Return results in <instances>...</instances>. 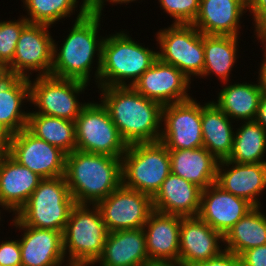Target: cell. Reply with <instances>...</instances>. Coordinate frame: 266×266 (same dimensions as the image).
I'll return each instance as SVG.
<instances>
[{
  "mask_svg": "<svg viewBox=\"0 0 266 266\" xmlns=\"http://www.w3.org/2000/svg\"><path fill=\"white\" fill-rule=\"evenodd\" d=\"M10 223L23 230L22 238L18 239L22 266L67 264L63 249V232L26 226L15 215Z\"/></svg>",
  "mask_w": 266,
  "mask_h": 266,
  "instance_id": "obj_16",
  "label": "cell"
},
{
  "mask_svg": "<svg viewBox=\"0 0 266 266\" xmlns=\"http://www.w3.org/2000/svg\"><path fill=\"white\" fill-rule=\"evenodd\" d=\"M235 128L229 161L235 163H266V130L255 121L240 123Z\"/></svg>",
  "mask_w": 266,
  "mask_h": 266,
  "instance_id": "obj_32",
  "label": "cell"
},
{
  "mask_svg": "<svg viewBox=\"0 0 266 266\" xmlns=\"http://www.w3.org/2000/svg\"><path fill=\"white\" fill-rule=\"evenodd\" d=\"M259 68H261L263 70V72L265 74V77H266V58H264L262 63H260V67Z\"/></svg>",
  "mask_w": 266,
  "mask_h": 266,
  "instance_id": "obj_46",
  "label": "cell"
},
{
  "mask_svg": "<svg viewBox=\"0 0 266 266\" xmlns=\"http://www.w3.org/2000/svg\"><path fill=\"white\" fill-rule=\"evenodd\" d=\"M147 266H182L179 263H150Z\"/></svg>",
  "mask_w": 266,
  "mask_h": 266,
  "instance_id": "obj_45",
  "label": "cell"
},
{
  "mask_svg": "<svg viewBox=\"0 0 266 266\" xmlns=\"http://www.w3.org/2000/svg\"><path fill=\"white\" fill-rule=\"evenodd\" d=\"M150 260L146 250L143 228L109 232L101 257L95 264L100 266H147Z\"/></svg>",
  "mask_w": 266,
  "mask_h": 266,
  "instance_id": "obj_25",
  "label": "cell"
},
{
  "mask_svg": "<svg viewBox=\"0 0 266 266\" xmlns=\"http://www.w3.org/2000/svg\"><path fill=\"white\" fill-rule=\"evenodd\" d=\"M108 233L96 205L76 204L63 231V249L67 263L95 266L103 253Z\"/></svg>",
  "mask_w": 266,
  "mask_h": 266,
  "instance_id": "obj_5",
  "label": "cell"
},
{
  "mask_svg": "<svg viewBox=\"0 0 266 266\" xmlns=\"http://www.w3.org/2000/svg\"><path fill=\"white\" fill-rule=\"evenodd\" d=\"M75 205L64 176L46 178L15 216L26 226L63 232Z\"/></svg>",
  "mask_w": 266,
  "mask_h": 266,
  "instance_id": "obj_6",
  "label": "cell"
},
{
  "mask_svg": "<svg viewBox=\"0 0 266 266\" xmlns=\"http://www.w3.org/2000/svg\"><path fill=\"white\" fill-rule=\"evenodd\" d=\"M106 1L107 2H110V4H116V5H118V4H129V3H131V2H135L136 0H92V3H93V9L94 10H96L97 12H99V13H103L102 11H103V8H105L104 6H105V4L104 3H106ZM138 1V0H137Z\"/></svg>",
  "mask_w": 266,
  "mask_h": 266,
  "instance_id": "obj_43",
  "label": "cell"
},
{
  "mask_svg": "<svg viewBox=\"0 0 266 266\" xmlns=\"http://www.w3.org/2000/svg\"><path fill=\"white\" fill-rule=\"evenodd\" d=\"M0 265L22 266L19 240H7L0 243Z\"/></svg>",
  "mask_w": 266,
  "mask_h": 266,
  "instance_id": "obj_36",
  "label": "cell"
},
{
  "mask_svg": "<svg viewBox=\"0 0 266 266\" xmlns=\"http://www.w3.org/2000/svg\"><path fill=\"white\" fill-rule=\"evenodd\" d=\"M247 13V0H200L192 23L202 34L239 37L241 18Z\"/></svg>",
  "mask_w": 266,
  "mask_h": 266,
  "instance_id": "obj_22",
  "label": "cell"
},
{
  "mask_svg": "<svg viewBox=\"0 0 266 266\" xmlns=\"http://www.w3.org/2000/svg\"><path fill=\"white\" fill-rule=\"evenodd\" d=\"M0 208H2L3 210H5L6 211V209H5V207L0 203ZM0 215H1V210H0ZM0 221H2L1 220V216H0ZM1 225V224H0Z\"/></svg>",
  "mask_w": 266,
  "mask_h": 266,
  "instance_id": "obj_48",
  "label": "cell"
},
{
  "mask_svg": "<svg viewBox=\"0 0 266 266\" xmlns=\"http://www.w3.org/2000/svg\"><path fill=\"white\" fill-rule=\"evenodd\" d=\"M129 35L123 30L105 36L96 87H132L158 59V51L142 46Z\"/></svg>",
  "mask_w": 266,
  "mask_h": 266,
  "instance_id": "obj_4",
  "label": "cell"
},
{
  "mask_svg": "<svg viewBox=\"0 0 266 266\" xmlns=\"http://www.w3.org/2000/svg\"><path fill=\"white\" fill-rule=\"evenodd\" d=\"M82 2L81 6L79 5V13L73 20L74 24L68 31L66 39L63 38L61 46L58 47V43L53 40L51 75L90 84L92 76L90 73L95 68L92 64L97 60L96 71H94L97 85L101 69L102 44L105 38L98 34L101 30L102 13L93 9L92 0H82Z\"/></svg>",
  "mask_w": 266,
  "mask_h": 266,
  "instance_id": "obj_1",
  "label": "cell"
},
{
  "mask_svg": "<svg viewBox=\"0 0 266 266\" xmlns=\"http://www.w3.org/2000/svg\"><path fill=\"white\" fill-rule=\"evenodd\" d=\"M238 39L240 37L204 34V68L199 78L215 74L221 83L228 82L237 62Z\"/></svg>",
  "mask_w": 266,
  "mask_h": 266,
  "instance_id": "obj_29",
  "label": "cell"
},
{
  "mask_svg": "<svg viewBox=\"0 0 266 266\" xmlns=\"http://www.w3.org/2000/svg\"><path fill=\"white\" fill-rule=\"evenodd\" d=\"M64 177L76 204L96 205L122 185V159L74 150L66 155Z\"/></svg>",
  "mask_w": 266,
  "mask_h": 266,
  "instance_id": "obj_3",
  "label": "cell"
},
{
  "mask_svg": "<svg viewBox=\"0 0 266 266\" xmlns=\"http://www.w3.org/2000/svg\"><path fill=\"white\" fill-rule=\"evenodd\" d=\"M191 80L178 68L159 58L133 84L142 96L162 106L191 99Z\"/></svg>",
  "mask_w": 266,
  "mask_h": 266,
  "instance_id": "obj_15",
  "label": "cell"
},
{
  "mask_svg": "<svg viewBox=\"0 0 266 266\" xmlns=\"http://www.w3.org/2000/svg\"><path fill=\"white\" fill-rule=\"evenodd\" d=\"M8 154L42 179L64 176L67 154L27 128L11 135Z\"/></svg>",
  "mask_w": 266,
  "mask_h": 266,
  "instance_id": "obj_14",
  "label": "cell"
},
{
  "mask_svg": "<svg viewBox=\"0 0 266 266\" xmlns=\"http://www.w3.org/2000/svg\"><path fill=\"white\" fill-rule=\"evenodd\" d=\"M254 206L224 237V249L240 256L244 251L266 244V214Z\"/></svg>",
  "mask_w": 266,
  "mask_h": 266,
  "instance_id": "obj_30",
  "label": "cell"
},
{
  "mask_svg": "<svg viewBox=\"0 0 266 266\" xmlns=\"http://www.w3.org/2000/svg\"><path fill=\"white\" fill-rule=\"evenodd\" d=\"M100 101L127 145L159 141L163 106L133 87H98Z\"/></svg>",
  "mask_w": 266,
  "mask_h": 266,
  "instance_id": "obj_2",
  "label": "cell"
},
{
  "mask_svg": "<svg viewBox=\"0 0 266 266\" xmlns=\"http://www.w3.org/2000/svg\"><path fill=\"white\" fill-rule=\"evenodd\" d=\"M171 172L202 190L216 183L218 160L204 147L169 150Z\"/></svg>",
  "mask_w": 266,
  "mask_h": 266,
  "instance_id": "obj_27",
  "label": "cell"
},
{
  "mask_svg": "<svg viewBox=\"0 0 266 266\" xmlns=\"http://www.w3.org/2000/svg\"><path fill=\"white\" fill-rule=\"evenodd\" d=\"M253 207L246 199L235 196L213 183L201 191L198 216L224 236Z\"/></svg>",
  "mask_w": 266,
  "mask_h": 266,
  "instance_id": "obj_19",
  "label": "cell"
},
{
  "mask_svg": "<svg viewBox=\"0 0 266 266\" xmlns=\"http://www.w3.org/2000/svg\"><path fill=\"white\" fill-rule=\"evenodd\" d=\"M99 102H87L75 120L76 150L122 158L128 145Z\"/></svg>",
  "mask_w": 266,
  "mask_h": 266,
  "instance_id": "obj_9",
  "label": "cell"
},
{
  "mask_svg": "<svg viewBox=\"0 0 266 266\" xmlns=\"http://www.w3.org/2000/svg\"><path fill=\"white\" fill-rule=\"evenodd\" d=\"M216 184L253 206H262L259 197L266 189V163L219 161Z\"/></svg>",
  "mask_w": 266,
  "mask_h": 266,
  "instance_id": "obj_18",
  "label": "cell"
},
{
  "mask_svg": "<svg viewBox=\"0 0 266 266\" xmlns=\"http://www.w3.org/2000/svg\"><path fill=\"white\" fill-rule=\"evenodd\" d=\"M179 241L178 263L182 266L213 259L225 250L222 249L223 235L212 229L199 216L182 217Z\"/></svg>",
  "mask_w": 266,
  "mask_h": 266,
  "instance_id": "obj_17",
  "label": "cell"
},
{
  "mask_svg": "<svg viewBox=\"0 0 266 266\" xmlns=\"http://www.w3.org/2000/svg\"><path fill=\"white\" fill-rule=\"evenodd\" d=\"M51 27L29 23L22 30L14 58L8 65L11 76L30 79L34 71L38 72V77L51 75L54 40L49 32Z\"/></svg>",
  "mask_w": 266,
  "mask_h": 266,
  "instance_id": "obj_11",
  "label": "cell"
},
{
  "mask_svg": "<svg viewBox=\"0 0 266 266\" xmlns=\"http://www.w3.org/2000/svg\"><path fill=\"white\" fill-rule=\"evenodd\" d=\"M66 266H92V265H79V264H68L67 263Z\"/></svg>",
  "mask_w": 266,
  "mask_h": 266,
  "instance_id": "obj_47",
  "label": "cell"
},
{
  "mask_svg": "<svg viewBox=\"0 0 266 266\" xmlns=\"http://www.w3.org/2000/svg\"><path fill=\"white\" fill-rule=\"evenodd\" d=\"M11 77L8 66L0 62V86Z\"/></svg>",
  "mask_w": 266,
  "mask_h": 266,
  "instance_id": "obj_44",
  "label": "cell"
},
{
  "mask_svg": "<svg viewBox=\"0 0 266 266\" xmlns=\"http://www.w3.org/2000/svg\"><path fill=\"white\" fill-rule=\"evenodd\" d=\"M31 24L51 26L75 13L79 0H21ZM74 12V13H73Z\"/></svg>",
  "mask_w": 266,
  "mask_h": 266,
  "instance_id": "obj_33",
  "label": "cell"
},
{
  "mask_svg": "<svg viewBox=\"0 0 266 266\" xmlns=\"http://www.w3.org/2000/svg\"><path fill=\"white\" fill-rule=\"evenodd\" d=\"M27 129L37 138L52 144L66 154L76 150L75 121L29 113Z\"/></svg>",
  "mask_w": 266,
  "mask_h": 266,
  "instance_id": "obj_31",
  "label": "cell"
},
{
  "mask_svg": "<svg viewBox=\"0 0 266 266\" xmlns=\"http://www.w3.org/2000/svg\"><path fill=\"white\" fill-rule=\"evenodd\" d=\"M240 259L241 266H266V244L244 251Z\"/></svg>",
  "mask_w": 266,
  "mask_h": 266,
  "instance_id": "obj_37",
  "label": "cell"
},
{
  "mask_svg": "<svg viewBox=\"0 0 266 266\" xmlns=\"http://www.w3.org/2000/svg\"><path fill=\"white\" fill-rule=\"evenodd\" d=\"M162 124L160 141L168 150L203 147L201 103L196 99L163 106Z\"/></svg>",
  "mask_w": 266,
  "mask_h": 266,
  "instance_id": "obj_12",
  "label": "cell"
},
{
  "mask_svg": "<svg viewBox=\"0 0 266 266\" xmlns=\"http://www.w3.org/2000/svg\"><path fill=\"white\" fill-rule=\"evenodd\" d=\"M191 266H241L240 256L224 250L219 256Z\"/></svg>",
  "mask_w": 266,
  "mask_h": 266,
  "instance_id": "obj_38",
  "label": "cell"
},
{
  "mask_svg": "<svg viewBox=\"0 0 266 266\" xmlns=\"http://www.w3.org/2000/svg\"><path fill=\"white\" fill-rule=\"evenodd\" d=\"M232 120L212 101L201 105L203 147L218 161L228 160L233 147Z\"/></svg>",
  "mask_w": 266,
  "mask_h": 266,
  "instance_id": "obj_26",
  "label": "cell"
},
{
  "mask_svg": "<svg viewBox=\"0 0 266 266\" xmlns=\"http://www.w3.org/2000/svg\"><path fill=\"white\" fill-rule=\"evenodd\" d=\"M85 82L45 75L29 79L30 103L35 111L42 115L54 116L75 121L87 104L79 102L78 96L87 88ZM78 98V99H77ZM37 108V110H36Z\"/></svg>",
  "mask_w": 266,
  "mask_h": 266,
  "instance_id": "obj_8",
  "label": "cell"
},
{
  "mask_svg": "<svg viewBox=\"0 0 266 266\" xmlns=\"http://www.w3.org/2000/svg\"><path fill=\"white\" fill-rule=\"evenodd\" d=\"M254 25V35H256L255 38L261 41L264 48V54H266V14L262 15L255 23Z\"/></svg>",
  "mask_w": 266,
  "mask_h": 266,
  "instance_id": "obj_40",
  "label": "cell"
},
{
  "mask_svg": "<svg viewBox=\"0 0 266 266\" xmlns=\"http://www.w3.org/2000/svg\"><path fill=\"white\" fill-rule=\"evenodd\" d=\"M26 102H30L28 78L11 76L0 86V123L11 134L27 128L29 111L22 109Z\"/></svg>",
  "mask_w": 266,
  "mask_h": 266,
  "instance_id": "obj_28",
  "label": "cell"
},
{
  "mask_svg": "<svg viewBox=\"0 0 266 266\" xmlns=\"http://www.w3.org/2000/svg\"><path fill=\"white\" fill-rule=\"evenodd\" d=\"M247 11L253 16L251 20L255 23L266 14V0H247Z\"/></svg>",
  "mask_w": 266,
  "mask_h": 266,
  "instance_id": "obj_39",
  "label": "cell"
},
{
  "mask_svg": "<svg viewBox=\"0 0 266 266\" xmlns=\"http://www.w3.org/2000/svg\"><path fill=\"white\" fill-rule=\"evenodd\" d=\"M42 178L19 164L8 153L0 155V203L16 215L26 204Z\"/></svg>",
  "mask_w": 266,
  "mask_h": 266,
  "instance_id": "obj_21",
  "label": "cell"
},
{
  "mask_svg": "<svg viewBox=\"0 0 266 266\" xmlns=\"http://www.w3.org/2000/svg\"><path fill=\"white\" fill-rule=\"evenodd\" d=\"M182 216L153 211L143 226L151 263H178Z\"/></svg>",
  "mask_w": 266,
  "mask_h": 266,
  "instance_id": "obj_20",
  "label": "cell"
},
{
  "mask_svg": "<svg viewBox=\"0 0 266 266\" xmlns=\"http://www.w3.org/2000/svg\"><path fill=\"white\" fill-rule=\"evenodd\" d=\"M201 191L196 184L171 172L152 197L153 209L182 217L198 216Z\"/></svg>",
  "mask_w": 266,
  "mask_h": 266,
  "instance_id": "obj_24",
  "label": "cell"
},
{
  "mask_svg": "<svg viewBox=\"0 0 266 266\" xmlns=\"http://www.w3.org/2000/svg\"><path fill=\"white\" fill-rule=\"evenodd\" d=\"M254 121L260 124L266 130V88L261 95L259 107Z\"/></svg>",
  "mask_w": 266,
  "mask_h": 266,
  "instance_id": "obj_41",
  "label": "cell"
},
{
  "mask_svg": "<svg viewBox=\"0 0 266 266\" xmlns=\"http://www.w3.org/2000/svg\"><path fill=\"white\" fill-rule=\"evenodd\" d=\"M163 13L171 16L173 24H192L198 14L200 0H158Z\"/></svg>",
  "mask_w": 266,
  "mask_h": 266,
  "instance_id": "obj_35",
  "label": "cell"
},
{
  "mask_svg": "<svg viewBox=\"0 0 266 266\" xmlns=\"http://www.w3.org/2000/svg\"><path fill=\"white\" fill-rule=\"evenodd\" d=\"M121 159L122 185L151 197L171 173L169 150L160 140L128 145Z\"/></svg>",
  "mask_w": 266,
  "mask_h": 266,
  "instance_id": "obj_7",
  "label": "cell"
},
{
  "mask_svg": "<svg viewBox=\"0 0 266 266\" xmlns=\"http://www.w3.org/2000/svg\"><path fill=\"white\" fill-rule=\"evenodd\" d=\"M158 58L182 71L190 80L204 68V34L192 24H171L155 34Z\"/></svg>",
  "mask_w": 266,
  "mask_h": 266,
  "instance_id": "obj_10",
  "label": "cell"
},
{
  "mask_svg": "<svg viewBox=\"0 0 266 266\" xmlns=\"http://www.w3.org/2000/svg\"><path fill=\"white\" fill-rule=\"evenodd\" d=\"M17 20L0 21V62L7 66L12 62L22 30L29 21L21 15Z\"/></svg>",
  "mask_w": 266,
  "mask_h": 266,
  "instance_id": "obj_34",
  "label": "cell"
},
{
  "mask_svg": "<svg viewBox=\"0 0 266 266\" xmlns=\"http://www.w3.org/2000/svg\"><path fill=\"white\" fill-rule=\"evenodd\" d=\"M11 133L0 123V155L8 153Z\"/></svg>",
  "mask_w": 266,
  "mask_h": 266,
  "instance_id": "obj_42",
  "label": "cell"
},
{
  "mask_svg": "<svg viewBox=\"0 0 266 266\" xmlns=\"http://www.w3.org/2000/svg\"><path fill=\"white\" fill-rule=\"evenodd\" d=\"M258 74L257 83H223L217 101H213L233 122L255 120L261 95L266 88V77L261 68Z\"/></svg>",
  "mask_w": 266,
  "mask_h": 266,
  "instance_id": "obj_23",
  "label": "cell"
},
{
  "mask_svg": "<svg viewBox=\"0 0 266 266\" xmlns=\"http://www.w3.org/2000/svg\"><path fill=\"white\" fill-rule=\"evenodd\" d=\"M96 206L109 232L143 228L154 211L151 196L123 185Z\"/></svg>",
  "mask_w": 266,
  "mask_h": 266,
  "instance_id": "obj_13",
  "label": "cell"
}]
</instances>
